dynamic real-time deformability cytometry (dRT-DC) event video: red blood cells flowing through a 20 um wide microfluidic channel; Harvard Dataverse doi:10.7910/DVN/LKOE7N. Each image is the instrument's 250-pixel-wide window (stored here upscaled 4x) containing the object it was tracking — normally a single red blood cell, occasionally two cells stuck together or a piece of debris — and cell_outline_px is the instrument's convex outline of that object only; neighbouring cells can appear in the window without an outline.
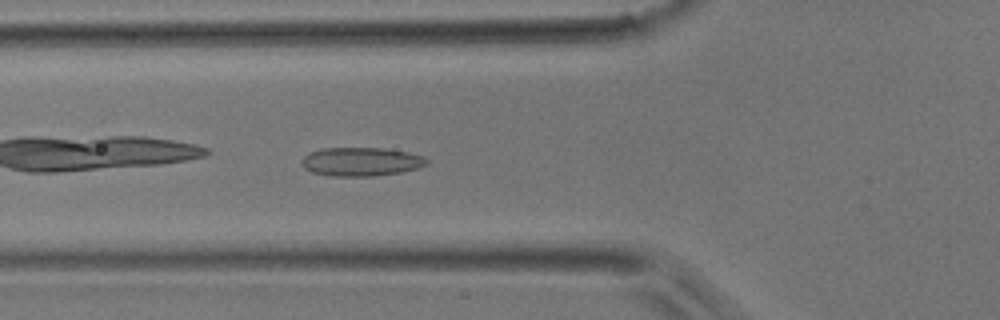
{"species": "common noctule bat (a hibernating species)", "species_latin": "Nyctalus noctula", "temperature_condition": "room temperature", "stored_images_in_passage": 32, "camera_frame_rate_fps": 3000, "um_per_image_px": 0.085, "animal": {"sex": "male", "body_mass_g": 17.9}, "frame": {"image": 1, "passage_image": 4, "time_ms": 1.0, "image_size_px": [1000, 320], "cell_outline_px": [[428, 164], [416, 168], [400, 172], [372, 176], [332, 176], [312, 172], [304, 168], [300, 160], [308, 152], [320, 148], [384, 148], [408, 152], [424, 156], [428, 160]], "centroid_in_image_um": [30.66, 13.73], "position_along_channel_um": 95.1, "area_um2": 20.98}}
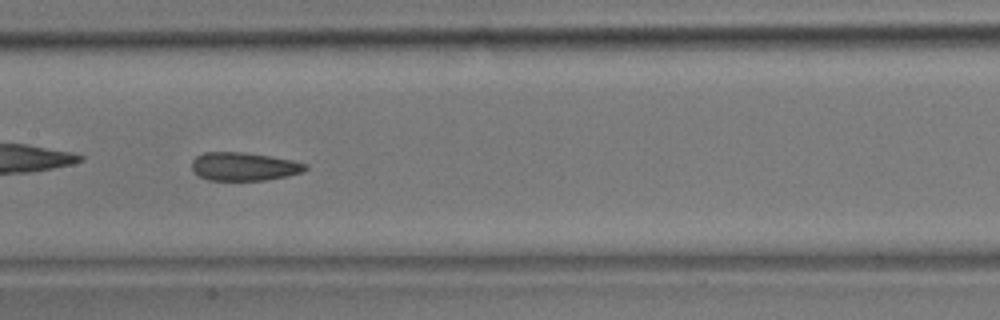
{"frame": {"image": 2, "passage_image": 10, "time_ms": 3.0, "image_size_px": [1000, 320], "cell_outline_px": [[308, 168], [304, 172], [288, 176], [264, 180], [208, 180], [192, 172], [192, 160], [196, 156], [204, 152], [244, 152], [292, 160], [308, 164]], "centroid_in_image_um": [20.74, 14.15], "position_along_channel_um": 186.7, "area_um2": 18.84}}
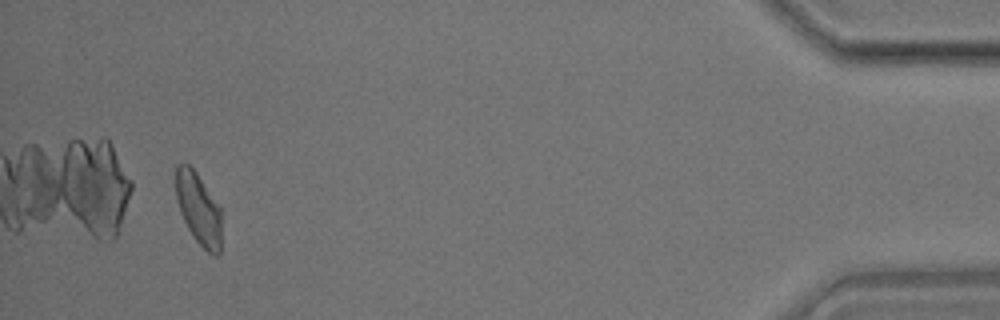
{"frame": {"image": 3, "passage_image": 30, "time_ms": 9.667, "image_size_px": [1000, 320], "cell_outline_px": [[220, 252], [216, 256], [212, 256], [192, 236], [180, 212], [176, 200], [176, 164], [184, 160], [196, 172], [220, 208]], "centroid_in_image_um": [16.84, 17.72], "position_along_channel_um": 418.4, "area_um2": 18.96}}